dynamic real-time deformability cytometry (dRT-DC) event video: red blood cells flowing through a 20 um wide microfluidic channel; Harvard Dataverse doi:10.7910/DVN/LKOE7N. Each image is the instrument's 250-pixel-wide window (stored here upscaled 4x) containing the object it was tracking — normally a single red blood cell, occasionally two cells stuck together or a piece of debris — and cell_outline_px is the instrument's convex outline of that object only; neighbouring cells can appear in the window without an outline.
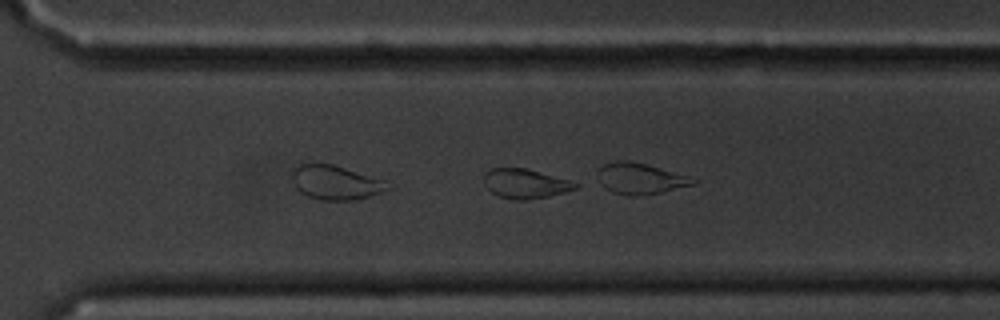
{"species": "common noctule bat (a hibernating species)", "species_latin": "Nyctalus noctula", "temperature_condition": "cold", "stored_images_in_passage": 48, "camera_frame_rate_fps": 3000, "um_per_image_px": 0.085, "animal": {"sex": "male", "body_mass_g": 20.1, "forearm_length_mm": 53.5}, "frame": {"image": 1, "passage_image": 37, "time_ms": 12.0, "image_size_px": [1000, 320], "cell_outline_px": [[576, 184], [572, 188], [560, 192], [544, 196], [500, 196], [492, 192], [488, 188], [488, 172], [496, 168], [524, 168]], "centroid_in_image_um": [44.59, 15.55], "position_along_channel_um": 326.0, "area_um2": 13.35}}
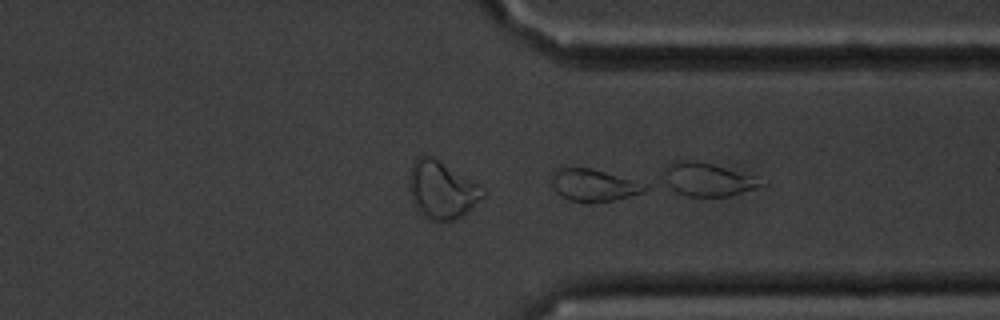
{"frame": {"image": 2, "passage_image": 40, "time_ms": 13.0, "image_size_px": [1000, 320], "cell_outline_px": [[644, 188], [640, 192], [608, 200], [572, 200], [564, 196], [560, 192], [556, 176], [564, 168], [588, 168], [624, 180]], "centroid_in_image_um": [50.41, 15.74], "position_along_channel_um": 361.0, "area_um2": 14.28}}
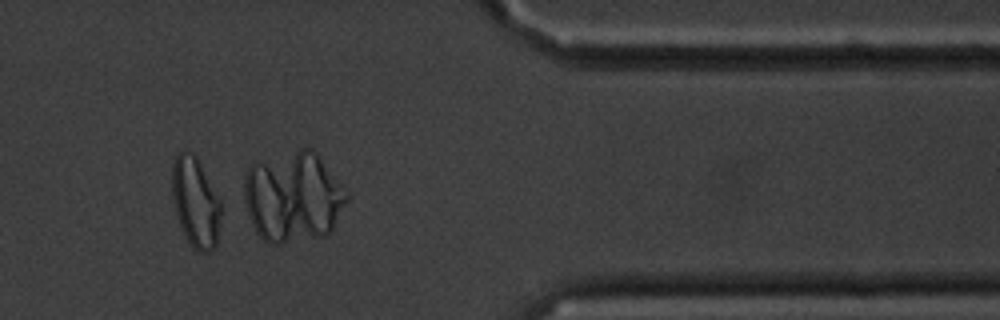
{"frame": {"image": 3, "passage_image": 44, "time_ms": 14.333, "image_size_px": [1000, 320], "cell_outline_px": [[220, 212], [216, 240], [212, 248], [196, 248], [188, 240], [180, 220], [176, 208], [172, 188], [172, 172], [176, 160], [180, 156], [192, 156], [196, 160], [220, 204]], "centroid_in_image_um": [16.61, 17.24], "position_along_channel_um": 394.8, "area_um2": 22.54}}